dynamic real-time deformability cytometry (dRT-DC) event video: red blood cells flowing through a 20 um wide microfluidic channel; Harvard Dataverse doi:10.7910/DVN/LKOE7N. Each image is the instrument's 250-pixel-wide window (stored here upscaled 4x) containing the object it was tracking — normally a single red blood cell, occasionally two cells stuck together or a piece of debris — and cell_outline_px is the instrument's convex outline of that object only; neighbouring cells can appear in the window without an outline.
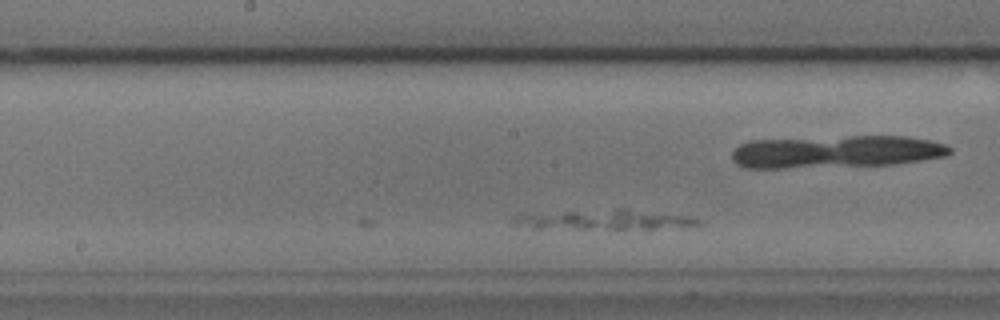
{"species": "common noctule bat (a hibernating species)", "species_latin": "Nyctalus noctula", "temperature_condition": "cold", "stored_images_in_passage": 13, "camera_frame_rate_fps": 3000, "um_per_image_px": 0.085, "animal": {"sex": "male", "body_mass_g": 17.9, "forearm_length_mm": 54.2}, "frame": {"image": 1, "passage_image": 13, "time_ms": 4.0, "image_size_px": [1000, 320], "cell_outline_px": [[704, 224], [656, 228], [532, 228], [512, 224], [512, 216], [520, 212], [616, 208], [624, 208], [684, 216], [704, 220]], "centroid_in_image_um": [51.13, 18.63], "position_along_channel_um": 197.1, "area_um2": 21.85}}